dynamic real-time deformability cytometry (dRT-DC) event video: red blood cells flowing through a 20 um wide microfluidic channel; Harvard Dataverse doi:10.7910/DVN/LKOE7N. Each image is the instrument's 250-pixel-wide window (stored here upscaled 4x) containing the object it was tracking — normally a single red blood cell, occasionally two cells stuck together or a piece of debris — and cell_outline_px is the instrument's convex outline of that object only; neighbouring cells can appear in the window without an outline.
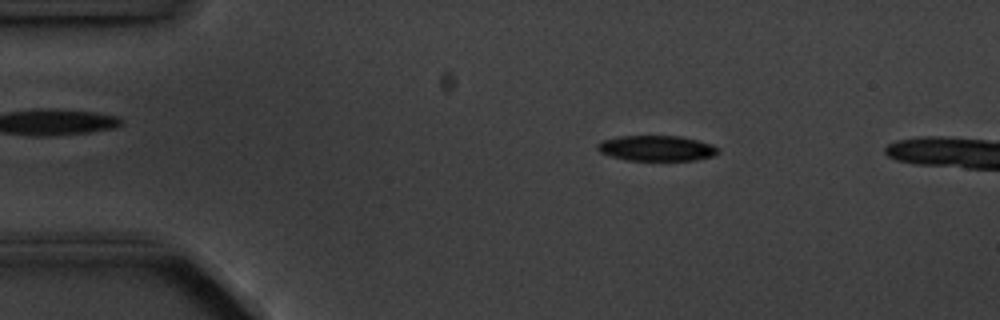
{"species": "common noctule bat (a hibernating species)", "species_latin": "Nyctalus noctula", "temperature_condition": "cold", "stored_images_in_passage": 3, "camera_frame_rate_fps": 3000, "um_per_image_px": 0.085, "animal": {"sex": "male", "body_mass_g": 20.1, "forearm_length_mm": 53.5}, "frame": {"image": 1, "passage_image": 2, "time_ms": 1.0, "image_size_px": [1000, 320], "cell_outline_px": [[720, 152], [712, 156], [696, 160], [628, 160], [612, 156], [600, 152], [596, 148], [596, 144], [600, 140], [620, 136], [680, 136], [712, 144]], "centroid_in_image_um": [55.77, 12.59], "position_along_channel_um": 29.2, "area_um2": 17.8}}